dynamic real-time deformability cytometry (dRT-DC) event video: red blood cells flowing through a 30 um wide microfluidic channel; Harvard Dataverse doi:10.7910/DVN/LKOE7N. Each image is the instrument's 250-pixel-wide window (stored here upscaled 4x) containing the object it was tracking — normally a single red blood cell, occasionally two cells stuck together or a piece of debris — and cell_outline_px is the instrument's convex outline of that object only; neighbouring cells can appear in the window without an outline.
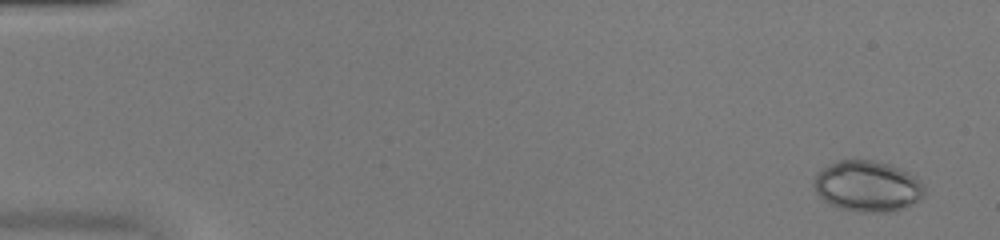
{"species": "common noctule bat (a hibernating species)", "species_latin": "Nyctalus noctula", "temperature_condition": "warm", "stored_images_in_passage": 51, "camera_frame_rate_fps": 3000, "um_per_image_px": 0.085, "animal": {"sex": "female", "body_mass_g": 20.0, "forearm_length_mm": 54.0}, "frame": {"image": 1, "passage_image": 3, "time_ms": 0.667, "image_size_px": [1000, 240], "cell_outline_px": [[924, 196], [896, 212], [860, 212], [840, 208], [828, 204], [816, 192], [812, 184], [816, 172], [840, 160], [852, 156], [872, 160], [888, 164], [900, 168], [916, 176], [924, 184]], "centroid_in_image_um": [73.72, 15.8], "position_along_channel_um": 11.3, "area_um2": 33.35}}
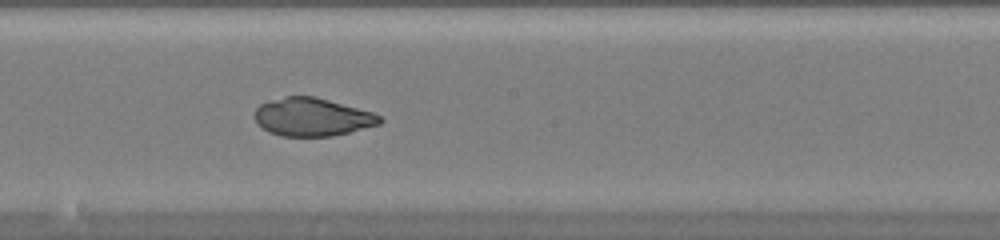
{"frame": {"image": 2, "passage_image": 30, "time_ms": 9.667, "image_size_px": [1000, 240], "cell_outline_px": [[384, 120], [380, 124], [332, 136], [280, 136], [268, 132], [256, 124], [252, 116], [252, 112], [260, 104], [268, 100], [284, 96], [312, 96], [328, 100], [372, 112], [380, 116]], "centroid_in_image_um": [26.45, 9.95], "position_along_channel_um": 221.7, "area_um2": 27.98}}
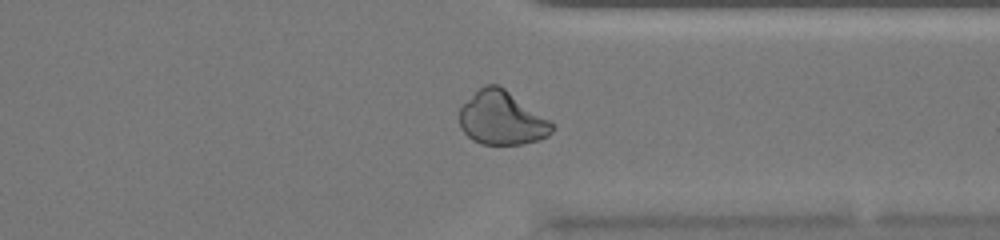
{"frame": {"image": 3, "passage_image": 41, "time_ms": 13.333, "image_size_px": [1000, 240], "cell_outline_px": [[556, 128], [548, 136], [540, 140], [520, 144], [480, 144], [472, 140], [460, 128], [460, 108], [484, 84], [496, 84], [504, 88], [552, 120], [556, 124]], "centroid_in_image_um": [42.71, 10.06], "position_along_channel_um": 368.7, "area_um2": 29.07}}